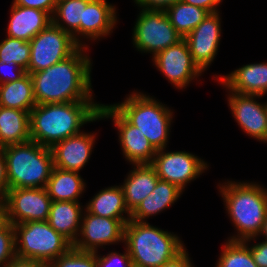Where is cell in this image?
Segmentation results:
<instances>
[{
  "label": "cell",
  "instance_id": "cell-2",
  "mask_svg": "<svg viewBox=\"0 0 267 267\" xmlns=\"http://www.w3.org/2000/svg\"><path fill=\"white\" fill-rule=\"evenodd\" d=\"M100 104L94 101L38 104L30 111V138L51 148L81 133L87 122L100 120Z\"/></svg>",
  "mask_w": 267,
  "mask_h": 267
},
{
  "label": "cell",
  "instance_id": "cell-20",
  "mask_svg": "<svg viewBox=\"0 0 267 267\" xmlns=\"http://www.w3.org/2000/svg\"><path fill=\"white\" fill-rule=\"evenodd\" d=\"M117 22L116 8L106 0H90L80 22V36L97 40L112 32Z\"/></svg>",
  "mask_w": 267,
  "mask_h": 267
},
{
  "label": "cell",
  "instance_id": "cell-7",
  "mask_svg": "<svg viewBox=\"0 0 267 267\" xmlns=\"http://www.w3.org/2000/svg\"><path fill=\"white\" fill-rule=\"evenodd\" d=\"M17 257L51 264L65 254L72 244L56 232L48 221H29L13 225Z\"/></svg>",
  "mask_w": 267,
  "mask_h": 267
},
{
  "label": "cell",
  "instance_id": "cell-31",
  "mask_svg": "<svg viewBox=\"0 0 267 267\" xmlns=\"http://www.w3.org/2000/svg\"><path fill=\"white\" fill-rule=\"evenodd\" d=\"M11 61L27 70L30 61V42L8 36L1 41L0 62L8 64Z\"/></svg>",
  "mask_w": 267,
  "mask_h": 267
},
{
  "label": "cell",
  "instance_id": "cell-11",
  "mask_svg": "<svg viewBox=\"0 0 267 267\" xmlns=\"http://www.w3.org/2000/svg\"><path fill=\"white\" fill-rule=\"evenodd\" d=\"M4 202L12 225L47 221L52 204L45 188L9 189Z\"/></svg>",
  "mask_w": 267,
  "mask_h": 267
},
{
  "label": "cell",
  "instance_id": "cell-1",
  "mask_svg": "<svg viewBox=\"0 0 267 267\" xmlns=\"http://www.w3.org/2000/svg\"><path fill=\"white\" fill-rule=\"evenodd\" d=\"M80 46L71 56L31 73L36 105L92 101L91 59Z\"/></svg>",
  "mask_w": 267,
  "mask_h": 267
},
{
  "label": "cell",
  "instance_id": "cell-23",
  "mask_svg": "<svg viewBox=\"0 0 267 267\" xmlns=\"http://www.w3.org/2000/svg\"><path fill=\"white\" fill-rule=\"evenodd\" d=\"M182 190L176 185L158 180L153 191L131 212V220L145 222L149 216L169 208L181 196Z\"/></svg>",
  "mask_w": 267,
  "mask_h": 267
},
{
  "label": "cell",
  "instance_id": "cell-30",
  "mask_svg": "<svg viewBox=\"0 0 267 267\" xmlns=\"http://www.w3.org/2000/svg\"><path fill=\"white\" fill-rule=\"evenodd\" d=\"M247 243V241L228 240L223 245L216 267H258Z\"/></svg>",
  "mask_w": 267,
  "mask_h": 267
},
{
  "label": "cell",
  "instance_id": "cell-10",
  "mask_svg": "<svg viewBox=\"0 0 267 267\" xmlns=\"http://www.w3.org/2000/svg\"><path fill=\"white\" fill-rule=\"evenodd\" d=\"M151 166L160 180L176 185L182 191L187 183L199 177L208 167L198 156L186 151L165 152L157 150Z\"/></svg>",
  "mask_w": 267,
  "mask_h": 267
},
{
  "label": "cell",
  "instance_id": "cell-28",
  "mask_svg": "<svg viewBox=\"0 0 267 267\" xmlns=\"http://www.w3.org/2000/svg\"><path fill=\"white\" fill-rule=\"evenodd\" d=\"M89 1L57 0L55 11L52 15V23L69 33L79 46L84 47L87 46L80 43L82 41L79 40L78 35H80V22L83 21L84 9Z\"/></svg>",
  "mask_w": 267,
  "mask_h": 267
},
{
  "label": "cell",
  "instance_id": "cell-33",
  "mask_svg": "<svg viewBox=\"0 0 267 267\" xmlns=\"http://www.w3.org/2000/svg\"><path fill=\"white\" fill-rule=\"evenodd\" d=\"M15 257V231L10 224L4 231H0V267H5Z\"/></svg>",
  "mask_w": 267,
  "mask_h": 267
},
{
  "label": "cell",
  "instance_id": "cell-9",
  "mask_svg": "<svg viewBox=\"0 0 267 267\" xmlns=\"http://www.w3.org/2000/svg\"><path fill=\"white\" fill-rule=\"evenodd\" d=\"M30 42V61L26 73H35L71 56L80 46L73 37L52 22Z\"/></svg>",
  "mask_w": 267,
  "mask_h": 267
},
{
  "label": "cell",
  "instance_id": "cell-25",
  "mask_svg": "<svg viewBox=\"0 0 267 267\" xmlns=\"http://www.w3.org/2000/svg\"><path fill=\"white\" fill-rule=\"evenodd\" d=\"M85 186L79 172L54 167L45 189L51 201L79 202Z\"/></svg>",
  "mask_w": 267,
  "mask_h": 267
},
{
  "label": "cell",
  "instance_id": "cell-4",
  "mask_svg": "<svg viewBox=\"0 0 267 267\" xmlns=\"http://www.w3.org/2000/svg\"><path fill=\"white\" fill-rule=\"evenodd\" d=\"M124 243L132 264L140 267H161L185 249L176 234L131 219L125 224Z\"/></svg>",
  "mask_w": 267,
  "mask_h": 267
},
{
  "label": "cell",
  "instance_id": "cell-26",
  "mask_svg": "<svg viewBox=\"0 0 267 267\" xmlns=\"http://www.w3.org/2000/svg\"><path fill=\"white\" fill-rule=\"evenodd\" d=\"M89 213L106 218L130 219L122 187L112 186L99 191L85 208ZM127 213V218L122 214Z\"/></svg>",
  "mask_w": 267,
  "mask_h": 267
},
{
  "label": "cell",
  "instance_id": "cell-12",
  "mask_svg": "<svg viewBox=\"0 0 267 267\" xmlns=\"http://www.w3.org/2000/svg\"><path fill=\"white\" fill-rule=\"evenodd\" d=\"M82 217L79 239L73 248L80 251L98 252V247L124 242L125 224L130 219H114L93 215L87 210Z\"/></svg>",
  "mask_w": 267,
  "mask_h": 267
},
{
  "label": "cell",
  "instance_id": "cell-35",
  "mask_svg": "<svg viewBox=\"0 0 267 267\" xmlns=\"http://www.w3.org/2000/svg\"><path fill=\"white\" fill-rule=\"evenodd\" d=\"M57 0H13L14 5L36 8L47 12L51 17L55 11Z\"/></svg>",
  "mask_w": 267,
  "mask_h": 267
},
{
  "label": "cell",
  "instance_id": "cell-5",
  "mask_svg": "<svg viewBox=\"0 0 267 267\" xmlns=\"http://www.w3.org/2000/svg\"><path fill=\"white\" fill-rule=\"evenodd\" d=\"M1 150L6 158L8 189L46 187L54 168L49 147L30 140Z\"/></svg>",
  "mask_w": 267,
  "mask_h": 267
},
{
  "label": "cell",
  "instance_id": "cell-45",
  "mask_svg": "<svg viewBox=\"0 0 267 267\" xmlns=\"http://www.w3.org/2000/svg\"><path fill=\"white\" fill-rule=\"evenodd\" d=\"M44 267H52L51 264H46Z\"/></svg>",
  "mask_w": 267,
  "mask_h": 267
},
{
  "label": "cell",
  "instance_id": "cell-18",
  "mask_svg": "<svg viewBox=\"0 0 267 267\" xmlns=\"http://www.w3.org/2000/svg\"><path fill=\"white\" fill-rule=\"evenodd\" d=\"M218 79L230 92L263 96L267 93V63L247 64Z\"/></svg>",
  "mask_w": 267,
  "mask_h": 267
},
{
  "label": "cell",
  "instance_id": "cell-3",
  "mask_svg": "<svg viewBox=\"0 0 267 267\" xmlns=\"http://www.w3.org/2000/svg\"><path fill=\"white\" fill-rule=\"evenodd\" d=\"M225 208L238 231L231 241L256 238L267 216V190L256 183L228 181L219 186Z\"/></svg>",
  "mask_w": 267,
  "mask_h": 267
},
{
  "label": "cell",
  "instance_id": "cell-40",
  "mask_svg": "<svg viewBox=\"0 0 267 267\" xmlns=\"http://www.w3.org/2000/svg\"><path fill=\"white\" fill-rule=\"evenodd\" d=\"M161 267H194L190 261L188 253L184 249L176 257L163 264Z\"/></svg>",
  "mask_w": 267,
  "mask_h": 267
},
{
  "label": "cell",
  "instance_id": "cell-38",
  "mask_svg": "<svg viewBox=\"0 0 267 267\" xmlns=\"http://www.w3.org/2000/svg\"><path fill=\"white\" fill-rule=\"evenodd\" d=\"M181 0H134V2L145 10H166L172 4Z\"/></svg>",
  "mask_w": 267,
  "mask_h": 267
},
{
  "label": "cell",
  "instance_id": "cell-44",
  "mask_svg": "<svg viewBox=\"0 0 267 267\" xmlns=\"http://www.w3.org/2000/svg\"><path fill=\"white\" fill-rule=\"evenodd\" d=\"M259 235H262V236L264 235L263 237H265V240H267V216L265 218V221L263 223L262 230H261V232H260Z\"/></svg>",
  "mask_w": 267,
  "mask_h": 267
},
{
  "label": "cell",
  "instance_id": "cell-17",
  "mask_svg": "<svg viewBox=\"0 0 267 267\" xmlns=\"http://www.w3.org/2000/svg\"><path fill=\"white\" fill-rule=\"evenodd\" d=\"M94 143V133L85 132L57 142L50 148L54 167L79 172L88 162Z\"/></svg>",
  "mask_w": 267,
  "mask_h": 267
},
{
  "label": "cell",
  "instance_id": "cell-37",
  "mask_svg": "<svg viewBox=\"0 0 267 267\" xmlns=\"http://www.w3.org/2000/svg\"><path fill=\"white\" fill-rule=\"evenodd\" d=\"M254 262L258 267H267V240L250 247Z\"/></svg>",
  "mask_w": 267,
  "mask_h": 267
},
{
  "label": "cell",
  "instance_id": "cell-27",
  "mask_svg": "<svg viewBox=\"0 0 267 267\" xmlns=\"http://www.w3.org/2000/svg\"><path fill=\"white\" fill-rule=\"evenodd\" d=\"M0 106L30 113L36 106V101L33 80L29 73L19 80L0 84Z\"/></svg>",
  "mask_w": 267,
  "mask_h": 267
},
{
  "label": "cell",
  "instance_id": "cell-39",
  "mask_svg": "<svg viewBox=\"0 0 267 267\" xmlns=\"http://www.w3.org/2000/svg\"><path fill=\"white\" fill-rule=\"evenodd\" d=\"M8 190L6 158L3 151L0 149V202L5 201Z\"/></svg>",
  "mask_w": 267,
  "mask_h": 267
},
{
  "label": "cell",
  "instance_id": "cell-21",
  "mask_svg": "<svg viewBox=\"0 0 267 267\" xmlns=\"http://www.w3.org/2000/svg\"><path fill=\"white\" fill-rule=\"evenodd\" d=\"M158 180L159 177L151 164L134 165L121 185L130 212L153 191Z\"/></svg>",
  "mask_w": 267,
  "mask_h": 267
},
{
  "label": "cell",
  "instance_id": "cell-29",
  "mask_svg": "<svg viewBox=\"0 0 267 267\" xmlns=\"http://www.w3.org/2000/svg\"><path fill=\"white\" fill-rule=\"evenodd\" d=\"M165 13L176 31L184 38L209 14L203 8L178 1L169 6Z\"/></svg>",
  "mask_w": 267,
  "mask_h": 267
},
{
  "label": "cell",
  "instance_id": "cell-41",
  "mask_svg": "<svg viewBox=\"0 0 267 267\" xmlns=\"http://www.w3.org/2000/svg\"><path fill=\"white\" fill-rule=\"evenodd\" d=\"M184 3L194 5L207 10L209 13L218 12L216 8L222 0H181Z\"/></svg>",
  "mask_w": 267,
  "mask_h": 267
},
{
  "label": "cell",
  "instance_id": "cell-36",
  "mask_svg": "<svg viewBox=\"0 0 267 267\" xmlns=\"http://www.w3.org/2000/svg\"><path fill=\"white\" fill-rule=\"evenodd\" d=\"M9 67L10 68L13 67V69H15V71L12 72V73L6 74L7 72L4 69H7ZM1 70H2V72H1V75H0V84L13 82L15 80H19L20 78H22L26 74V70H24L23 68H21L20 66H18L16 63H14L12 61L10 63H8V64L0 62V71Z\"/></svg>",
  "mask_w": 267,
  "mask_h": 267
},
{
  "label": "cell",
  "instance_id": "cell-13",
  "mask_svg": "<svg viewBox=\"0 0 267 267\" xmlns=\"http://www.w3.org/2000/svg\"><path fill=\"white\" fill-rule=\"evenodd\" d=\"M99 116L113 118L118 128L123 156L133 165L151 164L157 150L139 129L130 124L112 105L100 104Z\"/></svg>",
  "mask_w": 267,
  "mask_h": 267
},
{
  "label": "cell",
  "instance_id": "cell-24",
  "mask_svg": "<svg viewBox=\"0 0 267 267\" xmlns=\"http://www.w3.org/2000/svg\"><path fill=\"white\" fill-rule=\"evenodd\" d=\"M30 140V113L0 106V149Z\"/></svg>",
  "mask_w": 267,
  "mask_h": 267
},
{
  "label": "cell",
  "instance_id": "cell-22",
  "mask_svg": "<svg viewBox=\"0 0 267 267\" xmlns=\"http://www.w3.org/2000/svg\"><path fill=\"white\" fill-rule=\"evenodd\" d=\"M82 206L79 202L52 201L48 223L72 245L78 239L82 221Z\"/></svg>",
  "mask_w": 267,
  "mask_h": 267
},
{
  "label": "cell",
  "instance_id": "cell-6",
  "mask_svg": "<svg viewBox=\"0 0 267 267\" xmlns=\"http://www.w3.org/2000/svg\"><path fill=\"white\" fill-rule=\"evenodd\" d=\"M112 106L137 127L156 150L166 148L173 117L168 107L140 92H133L124 102Z\"/></svg>",
  "mask_w": 267,
  "mask_h": 267
},
{
  "label": "cell",
  "instance_id": "cell-32",
  "mask_svg": "<svg viewBox=\"0 0 267 267\" xmlns=\"http://www.w3.org/2000/svg\"><path fill=\"white\" fill-rule=\"evenodd\" d=\"M52 267H97L96 252L80 251L71 247L56 258Z\"/></svg>",
  "mask_w": 267,
  "mask_h": 267
},
{
  "label": "cell",
  "instance_id": "cell-15",
  "mask_svg": "<svg viewBox=\"0 0 267 267\" xmlns=\"http://www.w3.org/2000/svg\"><path fill=\"white\" fill-rule=\"evenodd\" d=\"M220 37L219 12L209 13L196 28L184 37L193 61L203 72L215 59Z\"/></svg>",
  "mask_w": 267,
  "mask_h": 267
},
{
  "label": "cell",
  "instance_id": "cell-19",
  "mask_svg": "<svg viewBox=\"0 0 267 267\" xmlns=\"http://www.w3.org/2000/svg\"><path fill=\"white\" fill-rule=\"evenodd\" d=\"M51 22L52 17L43 10L12 4L7 36L29 42Z\"/></svg>",
  "mask_w": 267,
  "mask_h": 267
},
{
  "label": "cell",
  "instance_id": "cell-34",
  "mask_svg": "<svg viewBox=\"0 0 267 267\" xmlns=\"http://www.w3.org/2000/svg\"><path fill=\"white\" fill-rule=\"evenodd\" d=\"M97 267H130L131 257L126 248L125 253L110 252L107 256H99L96 252Z\"/></svg>",
  "mask_w": 267,
  "mask_h": 267
},
{
  "label": "cell",
  "instance_id": "cell-46",
  "mask_svg": "<svg viewBox=\"0 0 267 267\" xmlns=\"http://www.w3.org/2000/svg\"><path fill=\"white\" fill-rule=\"evenodd\" d=\"M130 267H140V266H137V265L132 264Z\"/></svg>",
  "mask_w": 267,
  "mask_h": 267
},
{
  "label": "cell",
  "instance_id": "cell-42",
  "mask_svg": "<svg viewBox=\"0 0 267 267\" xmlns=\"http://www.w3.org/2000/svg\"><path fill=\"white\" fill-rule=\"evenodd\" d=\"M46 264L33 259L15 257L5 267H44Z\"/></svg>",
  "mask_w": 267,
  "mask_h": 267
},
{
  "label": "cell",
  "instance_id": "cell-16",
  "mask_svg": "<svg viewBox=\"0 0 267 267\" xmlns=\"http://www.w3.org/2000/svg\"><path fill=\"white\" fill-rule=\"evenodd\" d=\"M228 103L234 118L243 131L259 141L267 142V103L254 98L261 95L230 92Z\"/></svg>",
  "mask_w": 267,
  "mask_h": 267
},
{
  "label": "cell",
  "instance_id": "cell-8",
  "mask_svg": "<svg viewBox=\"0 0 267 267\" xmlns=\"http://www.w3.org/2000/svg\"><path fill=\"white\" fill-rule=\"evenodd\" d=\"M132 38L138 51L152 52L153 57L183 39L170 23L165 10L145 9L138 15Z\"/></svg>",
  "mask_w": 267,
  "mask_h": 267
},
{
  "label": "cell",
  "instance_id": "cell-43",
  "mask_svg": "<svg viewBox=\"0 0 267 267\" xmlns=\"http://www.w3.org/2000/svg\"><path fill=\"white\" fill-rule=\"evenodd\" d=\"M10 224L6 203L2 201L0 202V231H4Z\"/></svg>",
  "mask_w": 267,
  "mask_h": 267
},
{
  "label": "cell",
  "instance_id": "cell-14",
  "mask_svg": "<svg viewBox=\"0 0 267 267\" xmlns=\"http://www.w3.org/2000/svg\"><path fill=\"white\" fill-rule=\"evenodd\" d=\"M153 60L159 71L178 89L186 87L190 81L201 76L203 72L193 61L184 38L177 44L157 53Z\"/></svg>",
  "mask_w": 267,
  "mask_h": 267
}]
</instances>
